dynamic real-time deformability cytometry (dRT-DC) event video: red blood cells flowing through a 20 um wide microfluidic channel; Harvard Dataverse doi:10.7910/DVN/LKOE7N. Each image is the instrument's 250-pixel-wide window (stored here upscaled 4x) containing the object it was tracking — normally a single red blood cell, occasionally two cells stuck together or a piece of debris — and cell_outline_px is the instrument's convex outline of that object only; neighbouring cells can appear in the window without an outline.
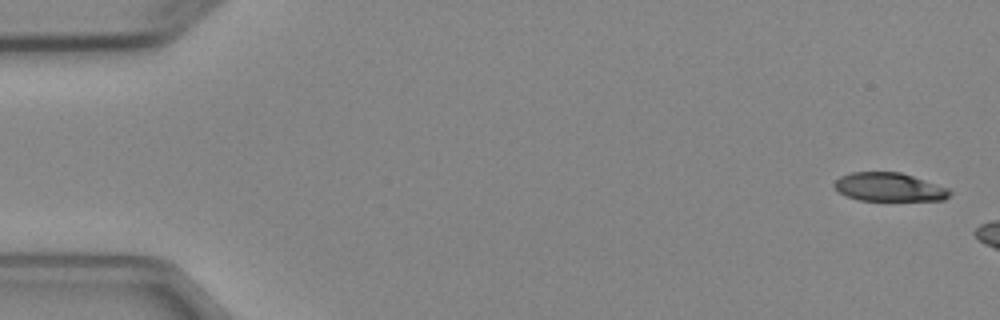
{"species": "Egyptian fruit bat (a non-hibernating species)", "species_latin": "Rousettus aegyptiacus", "temperature_condition": "cold", "stored_images_in_passage": 3, "camera_frame_rate_fps": 3000, "um_per_image_px": 0.085, "animal": {"sex": "female"}, "frame": {"image": 1, "passage_image": 1, "time_ms": 0.0, "image_size_px": [1000, 320], "cell_outline_px": [[952, 192], [944, 200], [860, 200], [848, 196], [832, 188], [832, 184], [840, 176], [852, 172], [900, 172], [948, 188]], "centroid_in_image_um": [75.54, 15.9], "position_along_channel_um": 9.5, "area_um2": 19.02}}